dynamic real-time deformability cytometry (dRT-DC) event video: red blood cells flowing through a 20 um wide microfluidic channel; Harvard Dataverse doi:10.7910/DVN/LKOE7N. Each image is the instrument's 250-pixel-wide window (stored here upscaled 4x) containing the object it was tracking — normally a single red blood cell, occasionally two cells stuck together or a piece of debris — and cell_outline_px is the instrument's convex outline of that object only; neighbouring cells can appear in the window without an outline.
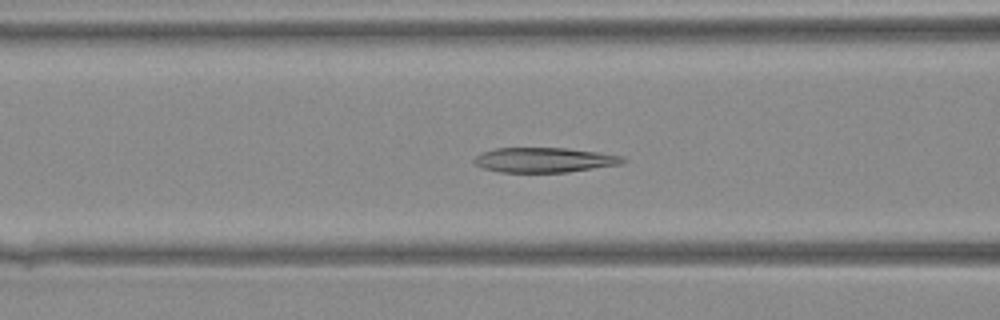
{"species": "Egyptian fruit bat (a non-hibernating species)", "species_latin": "Rousettus aegyptiacus", "temperature_condition": "warm", "stored_images_in_passage": 42, "camera_frame_rate_fps": 3000, "um_per_image_px": 0.085, "animal": {"sex": "female"}, "frame": {"image": 1, "passage_image": 17, "time_ms": 5.333, "image_size_px": [1000, 320], "cell_outline_px": [[628, 160], [620, 164], [568, 172], [500, 172], [484, 168], [476, 164], [472, 160], [476, 156], [484, 152], [496, 148], [568, 148], [624, 156]], "centroid_in_image_um": [46.29, 13.59], "position_along_channel_um": 120.3, "area_um2": 21.39}}
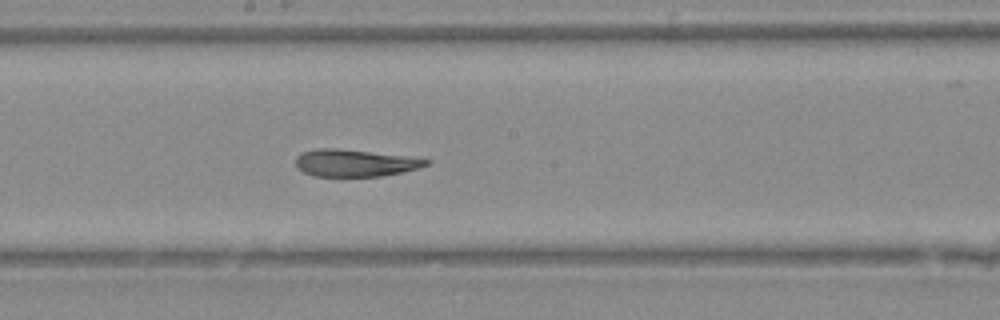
{"frame": {"image": 2, "passage_image": 23, "time_ms": 7.333, "image_size_px": [1000, 320], "cell_outline_px": [[432, 160], [428, 164], [420, 168], [380, 176], [312, 176], [296, 168], [296, 156], [304, 152], [320, 148], [336, 148], [412, 156]], "centroid_in_image_um": [30.19, 13.84], "position_along_channel_um": 218.0, "area_um2": 20.69}}
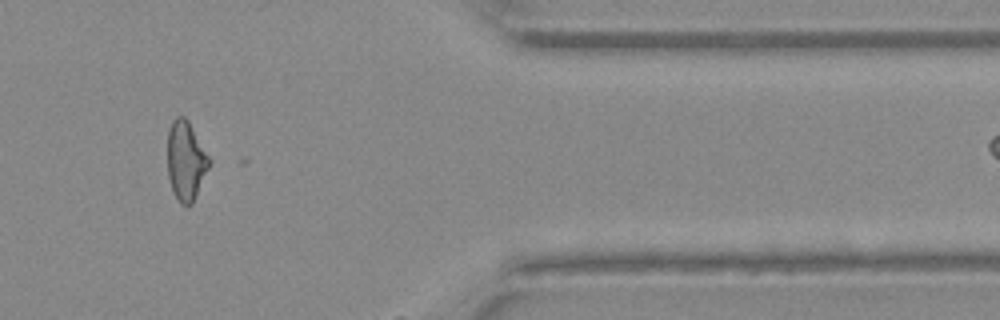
{"frame": {"image": 3, "passage_image": 40, "time_ms": 13.0, "image_size_px": [1000, 320], "cell_outline_px": [[212, 160], [192, 204], [180, 204], [172, 188], [168, 176], [168, 128], [172, 120], [176, 116], [184, 116], [188, 120]], "centroid_in_image_um": [15.8, 13.62], "position_along_channel_um": 395.6, "area_um2": 19.19}}